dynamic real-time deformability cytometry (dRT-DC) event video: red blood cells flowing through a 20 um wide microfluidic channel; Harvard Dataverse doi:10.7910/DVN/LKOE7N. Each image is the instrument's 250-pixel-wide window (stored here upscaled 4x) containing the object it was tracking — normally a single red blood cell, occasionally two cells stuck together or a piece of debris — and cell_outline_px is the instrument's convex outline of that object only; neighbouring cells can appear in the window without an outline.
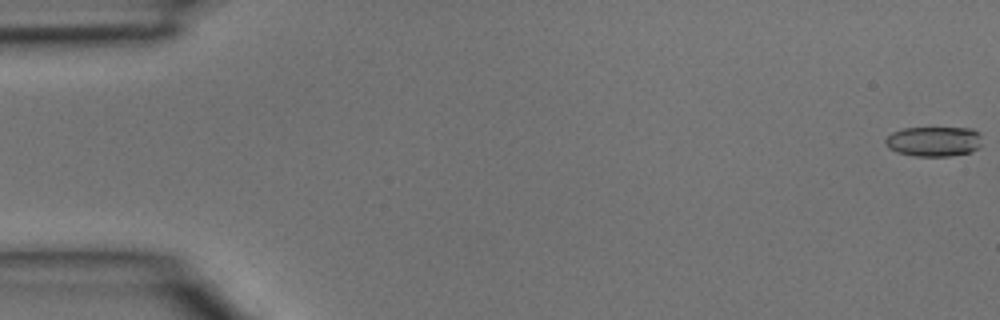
{"species": "common noctule bat (a hibernating species)", "species_latin": "Nyctalus noctula", "temperature_condition": "room temperature", "stored_images_in_passage": 5, "camera_frame_rate_fps": 3000, "um_per_image_px": 0.085, "animal": {"sex": "male", "body_mass_g": 15.6}, "frame": {"image": 1, "passage_image": 1, "time_ms": 0.0, "image_size_px": [1000, 320], "cell_outline_px": [[980, 148], [972, 152], [948, 156], [912, 156], [896, 152], [888, 148], [884, 140], [892, 132], [904, 128], [972, 128], [980, 132]], "centroid_in_image_um": [79.38, 12.02], "position_along_channel_um": 5.6, "area_um2": 17.05}}